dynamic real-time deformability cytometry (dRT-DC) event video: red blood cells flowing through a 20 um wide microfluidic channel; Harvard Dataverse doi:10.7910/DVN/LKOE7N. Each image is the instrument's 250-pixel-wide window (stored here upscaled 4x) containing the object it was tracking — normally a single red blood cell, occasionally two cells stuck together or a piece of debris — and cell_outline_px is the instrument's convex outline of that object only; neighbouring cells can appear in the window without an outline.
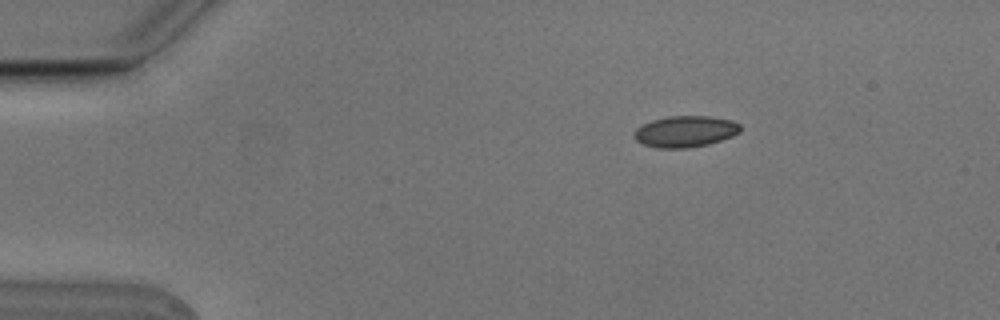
{"species": "Egyptian fruit bat (a non-hibernating species)", "species_latin": "Rousettus aegyptiacus", "temperature_condition": "cold", "stored_images_in_passage": 3, "camera_frame_rate_fps": 3000, "um_per_image_px": 0.085, "animal": {"sex": "male"}, "frame": {"image": 1, "passage_image": 1, "time_ms": 0.0, "image_size_px": [1000, 320], "cell_outline_px": [[740, 132], [732, 136], [708, 144], [688, 148], [656, 148], [644, 144], [636, 140], [632, 136], [632, 132], [640, 124], [652, 120], [668, 116], [712, 116], [732, 120], [740, 124]], "centroid_in_image_um": [58.21, 11.17], "position_along_channel_um": 26.8, "area_um2": 19.59}}